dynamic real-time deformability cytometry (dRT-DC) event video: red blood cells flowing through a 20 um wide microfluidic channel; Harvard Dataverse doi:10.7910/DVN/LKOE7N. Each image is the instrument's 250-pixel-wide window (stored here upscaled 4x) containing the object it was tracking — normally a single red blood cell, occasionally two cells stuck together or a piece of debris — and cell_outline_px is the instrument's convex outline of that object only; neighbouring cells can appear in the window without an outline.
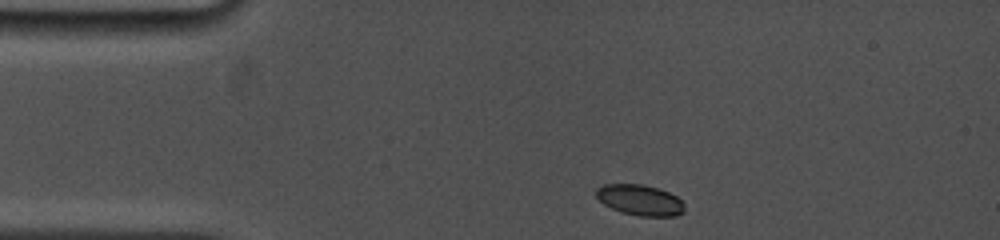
{"species": "common noctule bat (a hibernating species)", "species_latin": "Nyctalus noctula", "temperature_condition": "cold", "stored_images_in_passage": 57, "camera_frame_rate_fps": 5000, "um_per_image_px": 0.085, "animal": {"sex": "female", "body_mass_g": 19.0, "forearm_length_mm": 53.3}, "frame": {"image": 1, "passage_image": 1, "time_ms": 0.0, "image_size_px": [1000, 240], "cell_outline_px": [[684, 212], [676, 216], [640, 216], [620, 212], [604, 204], [596, 196], [596, 188], [604, 184], [644, 184], [668, 192], [684, 200]], "centroid_in_image_um": [54.42, 17.0], "position_along_channel_um": 30.6, "area_um2": 15.9}}
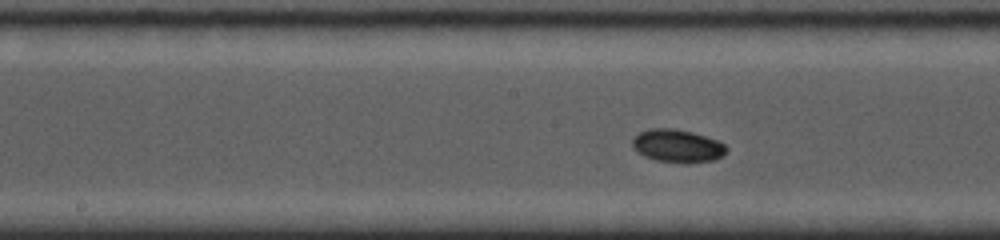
{"frame": {"image": 2, "passage_image": 31, "time_ms": 5.4, "image_size_px": [1000, 240], "cell_outline_px": [[728, 148], [724, 156], [712, 160], [684, 164], [656, 160], [644, 156], [636, 152], [632, 148], [632, 140], [640, 132], [648, 128], [672, 128], [692, 132], [716, 140], [724, 144]], "centroid_in_image_um": [57.56, 12.41], "position_along_channel_um": 190.6, "area_um2": 18.21}}
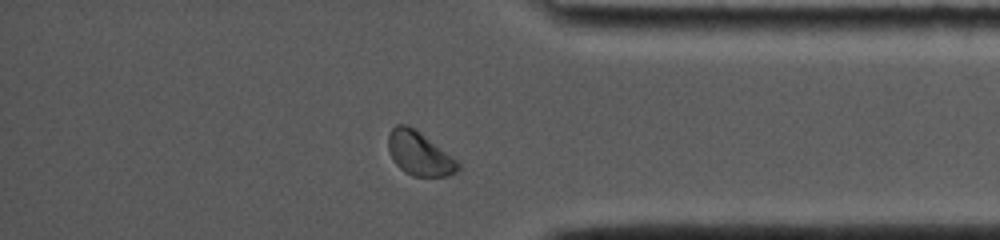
{"frame": {"image": 3, "passage_image": 53, "time_ms": 11.0, "image_size_px": [1000, 240], "cell_outline_px": [[460, 168], [456, 172], [448, 176], [412, 176], [404, 172], [396, 164], [388, 148], [388, 136], [392, 128], [396, 124], [408, 124], [420, 132], [456, 160], [460, 164]], "centroid_in_image_um": [35.63, 13.05], "position_along_channel_um": 399.6, "area_um2": 17.57}, "authors_computed_cell_mechanics": {"area_um2": 17.1088, "velocity_mm_per_s": 3.7887, "shape_relaxation_time_tau1_ms": 3.8799, "shape_relaxation_time_tau2_ms": null, "deformation_change_tau1": 0.089, "deformation_change_tau2": null}}